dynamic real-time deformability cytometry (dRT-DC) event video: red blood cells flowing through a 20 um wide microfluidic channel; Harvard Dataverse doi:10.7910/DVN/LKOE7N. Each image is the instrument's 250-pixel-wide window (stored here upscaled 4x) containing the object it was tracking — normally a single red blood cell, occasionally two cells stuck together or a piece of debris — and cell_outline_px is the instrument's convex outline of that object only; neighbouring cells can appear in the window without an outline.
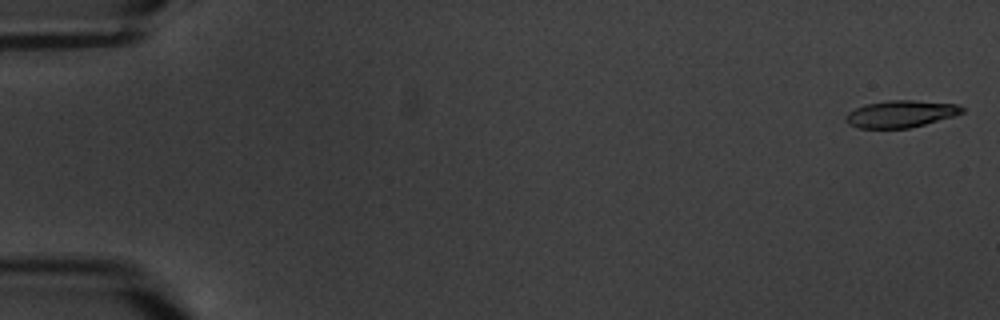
{"species": "common noctule bat (a hibernating species)", "species_latin": "Nyctalus noctula", "temperature_condition": "warm", "stored_images_in_passage": 6, "camera_frame_rate_fps": 3000, "um_per_image_px": 0.085, "animal": {"sex": "male", "body_mass_g": 20.1, "forearm_length_mm": 53.5}, "frame": {"image": 1, "passage_image": 1, "time_ms": 0.0, "image_size_px": [1000, 320], "cell_outline_px": [[964, 112], [956, 116], [908, 128], [860, 128], [848, 124], [844, 120], [844, 116], [848, 112], [864, 104], [888, 100], [912, 100], [956, 104], [964, 108]], "centroid_in_image_um": [76.54, 9.68], "position_along_channel_um": 8.5, "area_um2": 18.38}}